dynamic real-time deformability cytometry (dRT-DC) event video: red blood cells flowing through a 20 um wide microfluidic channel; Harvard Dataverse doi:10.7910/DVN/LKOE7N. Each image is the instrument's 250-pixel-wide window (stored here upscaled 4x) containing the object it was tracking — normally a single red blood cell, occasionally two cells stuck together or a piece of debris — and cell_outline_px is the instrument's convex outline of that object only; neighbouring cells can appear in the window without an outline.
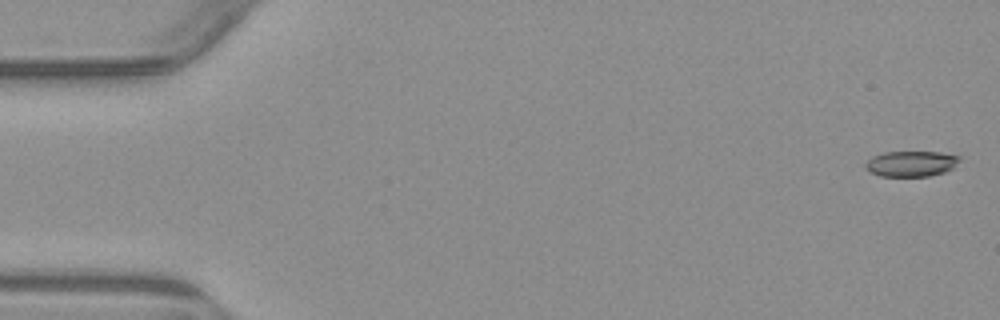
{"species": "common noctule bat (a hibernating species)", "species_latin": "Nyctalus noctula", "temperature_condition": "warm", "stored_images_in_passage": 5, "camera_frame_rate_fps": 3000, "um_per_image_px": 0.085, "animal": {"sex": "male", "body_mass_g": 23.1, "forearm_length_mm": 52.7}, "frame": {"image": 1, "passage_image": 1, "time_ms": 0.0, "image_size_px": [1000, 320], "cell_outline_px": [[960, 160], [952, 168], [944, 172], [928, 176], [880, 176], [868, 172], [864, 168], [864, 164], [872, 156], [884, 152], [940, 152], [960, 156]], "centroid_in_image_um": [77.4, 13.91], "position_along_channel_um": 7.6, "area_um2": 14.1}}
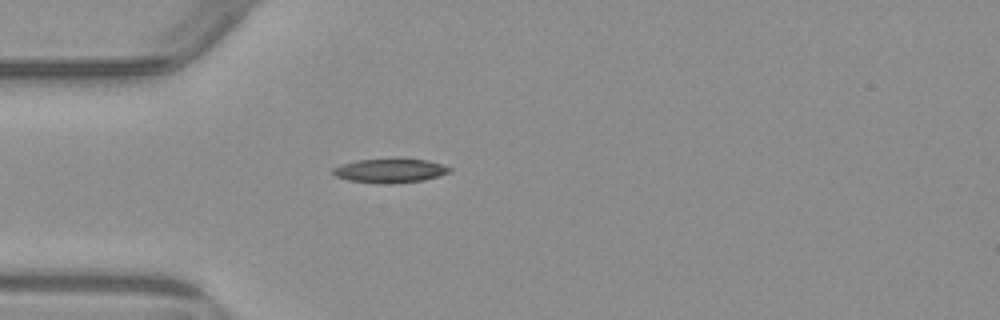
{"frame": {"image": 2, "passage_image": 5, "time_ms": 4.667, "image_size_px": [1000, 320], "cell_outline_px": [[452, 172], [424, 180], [392, 184], [348, 180], [336, 176], [332, 172], [332, 168], [356, 160], [396, 156], [400, 156], [428, 160], [452, 168]], "centroid_in_image_um": [33.2, 14.46], "position_along_channel_um": 51.8, "area_um2": 16.99}}